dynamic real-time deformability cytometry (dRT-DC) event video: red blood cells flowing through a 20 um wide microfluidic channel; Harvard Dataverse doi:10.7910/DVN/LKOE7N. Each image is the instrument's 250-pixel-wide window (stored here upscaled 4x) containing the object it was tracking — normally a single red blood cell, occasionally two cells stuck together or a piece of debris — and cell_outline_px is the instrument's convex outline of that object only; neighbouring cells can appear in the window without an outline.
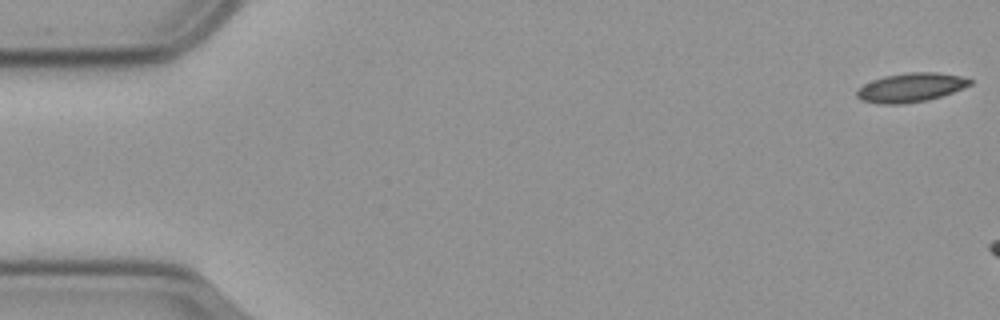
{"species": "common noctule bat (a hibernating species)", "species_latin": "Nyctalus noctula", "temperature_condition": "cold", "stored_images_in_passage": 9, "camera_frame_rate_fps": 3000, "um_per_image_px": 0.085, "animal": {"sex": "male", "body_mass_g": 23.1, "forearm_length_mm": 52.7}, "frame": {"image": 1, "passage_image": 1, "time_ms": 0.0, "image_size_px": [1000, 320], "cell_outline_px": [[972, 84], [952, 92], [928, 100], [904, 104], [876, 104], [860, 100], [856, 96], [856, 92], [864, 84], [872, 80], [884, 76], [908, 72], [936, 72], [960, 76], [972, 80]], "centroid_in_image_um": [77.38, 7.45], "position_along_channel_um": 7.6, "area_um2": 19.13}}